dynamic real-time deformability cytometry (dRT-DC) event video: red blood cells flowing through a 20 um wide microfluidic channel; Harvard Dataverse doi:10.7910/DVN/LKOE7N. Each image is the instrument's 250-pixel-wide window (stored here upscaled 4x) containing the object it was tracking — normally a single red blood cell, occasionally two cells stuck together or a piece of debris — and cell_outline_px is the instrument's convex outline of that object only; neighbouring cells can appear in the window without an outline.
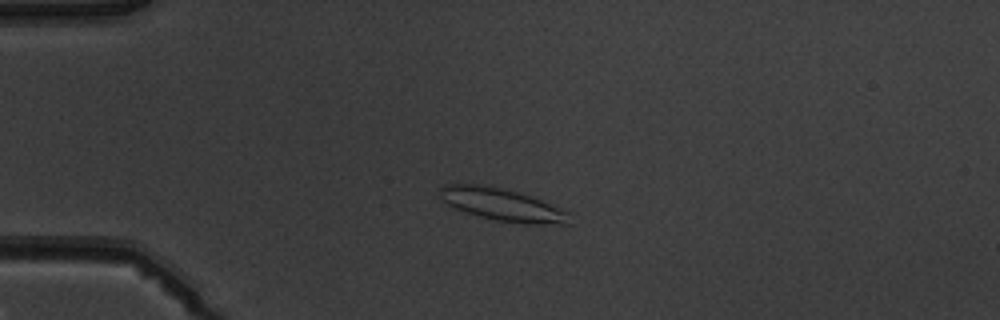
{"species": "common noctule bat (a hibernating species)", "species_latin": "Nyctalus noctula", "temperature_condition": "warm", "stored_images_in_passage": 7, "camera_frame_rate_fps": 3000, "um_per_image_px": 0.085, "animal": {"sex": "male", "body_mass_g": 19.5, "forearm_length_mm": 54.6}, "frame": {"image": 1, "passage_image": 3, "time_ms": 3.0, "image_size_px": [1000, 320], "cell_outline_px": [[572, 224], [524, 224], [496, 220], [480, 216], [452, 208], [440, 196], [440, 188], [444, 184], [480, 184], [520, 192], [532, 196], [568, 212]], "centroid_in_image_um": [42.7, 17.4], "position_along_channel_um": 42.3, "area_um2": 24.45}}
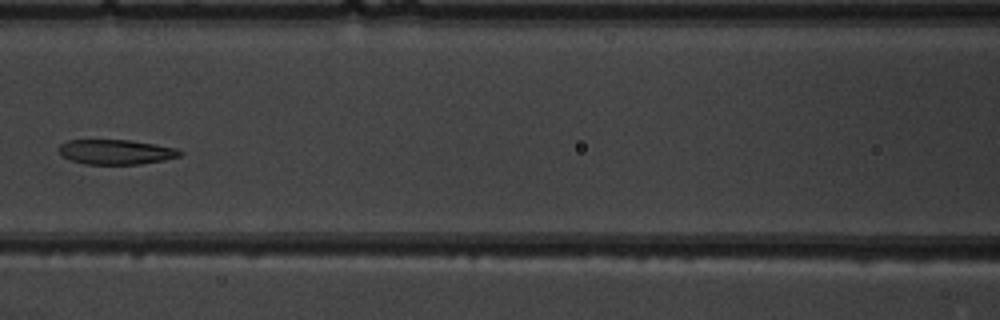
{"frame": {"image": 2, "passage_image": 6, "time_ms": 6.667, "image_size_px": [1000, 320], "cell_outline_px": [[184, 152], [180, 156], [164, 160], [140, 164], [84, 164], [72, 160], [64, 156], [56, 148], [60, 144], [68, 140], [128, 140], [176, 148]], "centroid_in_image_um": [9.85, 12.91], "position_along_channel_um": 156.8, "area_um2": 17.4}}
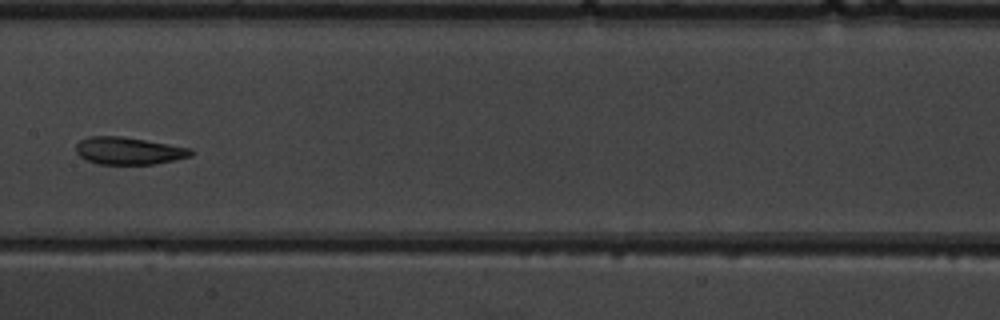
{"frame": {"image": 3, "passage_image": 7, "time_ms": 7.667, "image_size_px": [1000, 320], "cell_outline_px": [[196, 152], [192, 156], [156, 164], [96, 164], [80, 156], [76, 152], [76, 144], [80, 140], [88, 136], [120, 136], [192, 148]], "centroid_in_image_um": [10.96, 12.82], "position_along_channel_um": 196.4, "area_um2": 18.38}}